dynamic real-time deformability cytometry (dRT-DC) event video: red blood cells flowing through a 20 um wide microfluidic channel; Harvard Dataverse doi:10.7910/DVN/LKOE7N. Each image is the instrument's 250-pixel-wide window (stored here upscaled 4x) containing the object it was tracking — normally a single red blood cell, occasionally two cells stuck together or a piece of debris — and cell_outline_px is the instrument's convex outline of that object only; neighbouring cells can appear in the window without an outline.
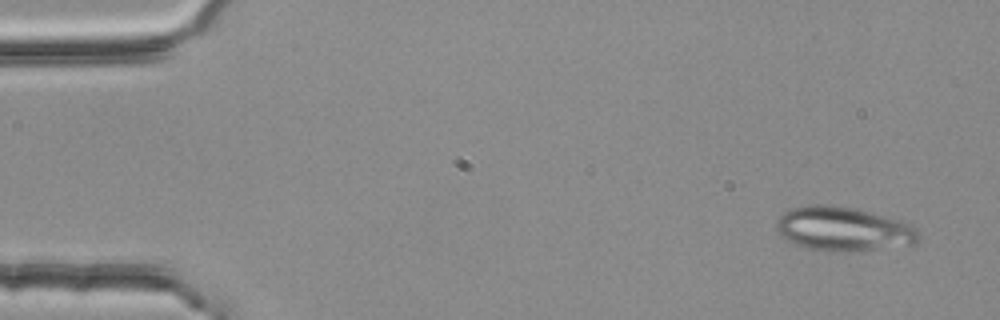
{"species": "common noctule bat (a hibernating species)", "species_latin": "Nyctalus noctula", "temperature_condition": "room temperature", "stored_images_in_passage": 3, "camera_frame_rate_fps": 3000, "um_per_image_px": 0.085, "animal": {"sex": "female", "body_mass_g": 25.1}, "frame": {"image": 1, "passage_image": 1, "time_ms": 0.0, "image_size_px": [1000, 320], "cell_outline_px": [[920, 236], [916, 244], [848, 252], [828, 252], [804, 248], [788, 240], [776, 228], [776, 220], [788, 208], [812, 204], [828, 204], [856, 208], [900, 220], [912, 224], [916, 228]], "centroid_in_image_um": [71.69, 19.46], "position_along_channel_um": 13.3, "area_um2": 36.99}}